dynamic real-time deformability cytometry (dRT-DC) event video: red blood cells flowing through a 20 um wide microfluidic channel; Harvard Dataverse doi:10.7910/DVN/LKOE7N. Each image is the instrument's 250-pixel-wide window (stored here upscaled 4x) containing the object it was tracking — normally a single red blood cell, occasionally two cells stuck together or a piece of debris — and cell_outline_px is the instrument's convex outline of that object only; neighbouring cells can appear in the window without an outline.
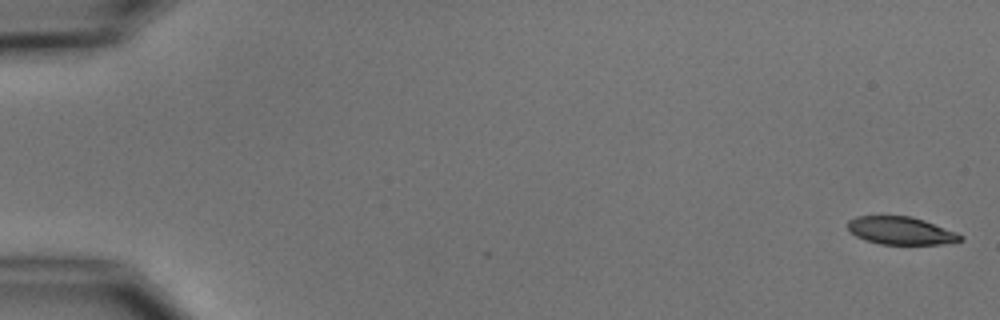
{"species": "common noctule bat (a hibernating species)", "species_latin": "Nyctalus noctula", "temperature_condition": "cold", "stored_images_in_passage": 7, "camera_frame_rate_fps": 3000, "um_per_image_px": 0.085, "animal": {"sex": "male", "body_mass_g": 15.6}, "frame": {"image": 1, "passage_image": 1, "time_ms": 0.0, "image_size_px": [1000, 320], "cell_outline_px": [[964, 240], [944, 244], [880, 244], [864, 240], [856, 236], [848, 228], [848, 220], [856, 216], [912, 216], [924, 220], [956, 232], [964, 236]], "centroid_in_image_um": [76.59, 19.61], "position_along_channel_um": 8.4, "area_um2": 18.26}}
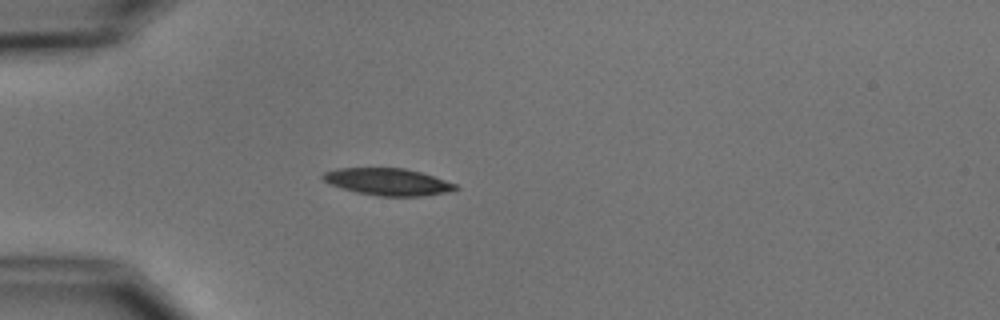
{"frame": {"image": 2, "passage_image": 5, "time_ms": 5.0, "image_size_px": [1000, 320], "cell_outline_px": [[460, 188], [448, 192], [424, 196], [380, 196], [356, 192], [328, 184], [320, 176], [324, 172], [336, 168], [404, 168], [420, 172], [456, 184]], "centroid_in_image_um": [32.94, 15.45], "position_along_channel_um": 52.1, "area_um2": 20.87}}